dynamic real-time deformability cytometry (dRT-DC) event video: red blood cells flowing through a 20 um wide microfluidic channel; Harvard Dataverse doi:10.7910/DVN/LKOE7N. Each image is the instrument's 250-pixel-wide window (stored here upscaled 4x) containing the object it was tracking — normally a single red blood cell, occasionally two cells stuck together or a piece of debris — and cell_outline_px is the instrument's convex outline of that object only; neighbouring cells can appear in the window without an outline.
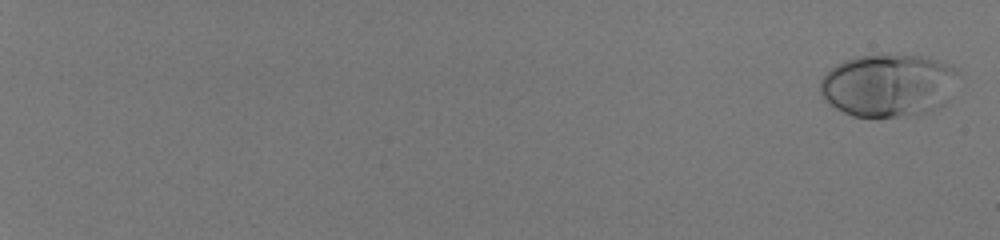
{"species": "human", "species_latin": "Homo sapiens", "temperature_condition": "room temperature", "stored_images_in_passage": 56, "camera_frame_rate_fps": 3000, "um_per_image_px": 0.085, "donor": {"sex": "male"}, "frame": {"image": 1, "passage_image": 2, "time_ms": 0.333, "image_size_px": [1000, 240], "cell_outline_px": [[956, 72], [940, 108], [916, 116], [852, 116], [836, 108], [824, 100], [820, 92], [820, 80], [836, 64], [844, 60], [856, 56], [880, 52], [924, 56], [936, 60], [956, 68]], "centroid_in_image_um": [75.42, 7.22], "position_along_channel_um": 9.6, "area_um2": 50.46}}
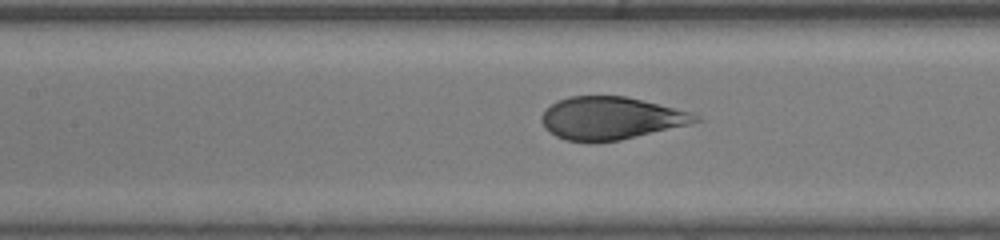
{"frame": {"image": 2, "passage_image": 33, "time_ms": 10.667, "image_size_px": [1000, 240], "cell_outline_px": [[704, 120], [688, 124], [620, 140], [564, 140], [548, 132], [544, 128], [540, 120], [540, 116], [556, 100], [568, 96], [624, 96], [692, 112], [700, 116]], "centroid_in_image_um": [51.9, 10.03], "position_along_channel_um": 155.5, "area_um2": 37.74}}
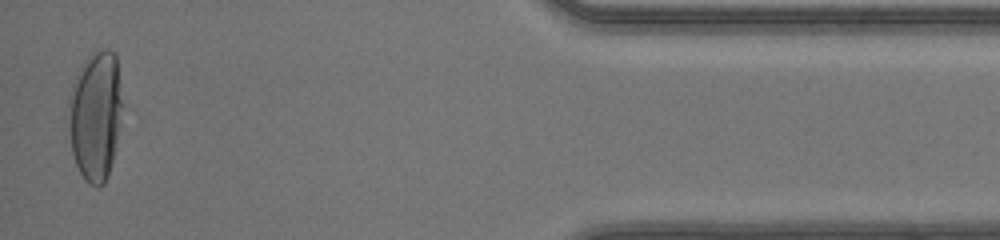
{"frame": {"image": 3, "passage_image": 56, "time_ms": 18.333, "image_size_px": [1000, 240], "cell_outline_px": [[120, 124], [112, 160], [108, 176], [104, 184], [100, 188], [96, 188], [88, 184], [84, 180], [76, 164], [72, 152], [68, 124], [68, 96], [76, 76], [88, 56], [92, 52], [100, 48], [108, 48], [116, 56], [120, 100]], "centroid_in_image_um": [8.07, 9.87], "position_along_channel_um": 427.1, "area_um2": 40.4}, "authors_computed_cell_mechanics": {"area_um2": 42.3096, "velocity_mm_per_s": 4.1573, "shape_relaxation_time_tau1_ms": 3.89, "shape_relaxation_time_tau2_ms": null, "deformation_change_tau1": 0.2156, "deformation_change_tau2": null}}